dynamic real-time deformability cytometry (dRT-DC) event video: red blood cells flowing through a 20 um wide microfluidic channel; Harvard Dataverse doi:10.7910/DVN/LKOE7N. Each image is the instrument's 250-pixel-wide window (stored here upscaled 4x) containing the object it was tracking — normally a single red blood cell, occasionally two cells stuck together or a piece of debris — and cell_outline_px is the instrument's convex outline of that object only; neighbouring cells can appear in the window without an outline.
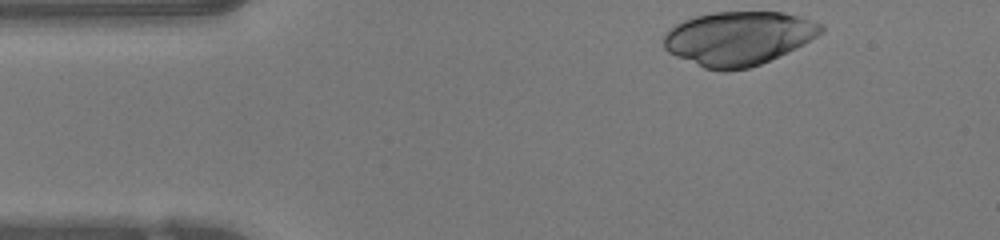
{"species": "human", "species_latin": "Homo sapiens", "temperature_condition": "warm", "stored_images_in_passage": 42, "camera_frame_rate_fps": 3000, "um_per_image_px": 0.085, "donor": {"sex": "female"}, "frame": {"image": 1, "passage_image": 1, "time_ms": 0.0, "image_size_px": [1000, 240], "cell_outline_px": [[824, 32], [804, 44], [796, 48], [760, 64], [748, 68], [724, 72], [704, 68], [676, 56], [668, 52], [664, 48], [664, 32], [668, 28], [684, 20], [696, 16], [712, 12], [780, 12], [800, 16], [824, 24]], "centroid_in_image_um": [62.77, 3.25], "position_along_channel_um": 22.2, "area_um2": 49.59}}
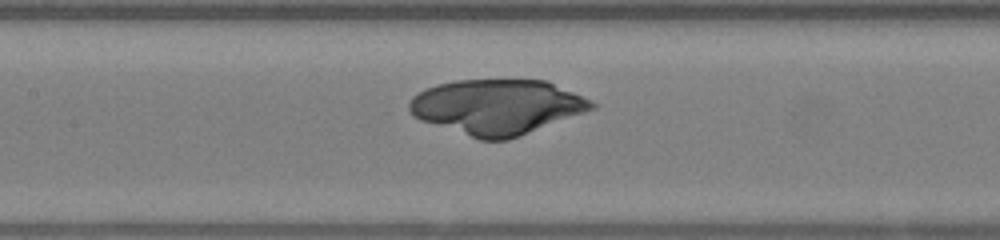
{"frame": {"image": 2, "passage_image": 16, "time_ms": 5.0, "image_size_px": [1000, 240], "cell_outline_px": [[596, 108], [508, 140], [480, 140], [420, 120], [408, 108], [408, 104], [412, 96], [424, 88], [436, 84], [456, 80], [544, 80], [592, 100], [596, 104]], "centroid_in_image_um": [42.22, 9.08], "position_along_channel_um": 165.2, "area_um2": 58.2}}
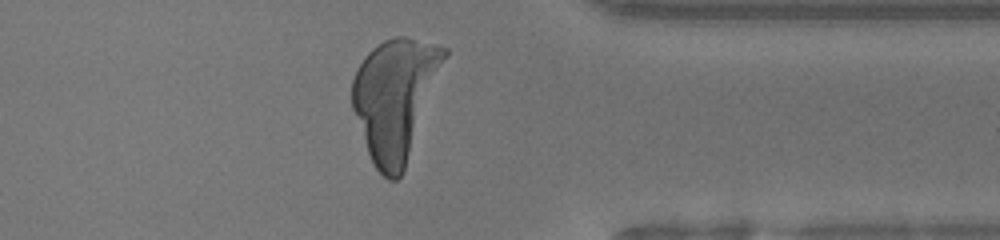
{"frame": {"image": 3, "passage_image": 32, "time_ms": 10.333, "image_size_px": [1000, 240], "cell_outline_px": [[448, 52], [404, 168], [400, 176], [396, 180], [388, 180], [376, 168], [368, 152], [352, 108], [352, 80], [364, 56], [372, 48], [384, 40], [396, 36], [404, 36], [436, 44], [448, 48]], "centroid_in_image_um": [33.56, 8.32], "position_along_channel_um": 377.8, "area_um2": 63.52}}